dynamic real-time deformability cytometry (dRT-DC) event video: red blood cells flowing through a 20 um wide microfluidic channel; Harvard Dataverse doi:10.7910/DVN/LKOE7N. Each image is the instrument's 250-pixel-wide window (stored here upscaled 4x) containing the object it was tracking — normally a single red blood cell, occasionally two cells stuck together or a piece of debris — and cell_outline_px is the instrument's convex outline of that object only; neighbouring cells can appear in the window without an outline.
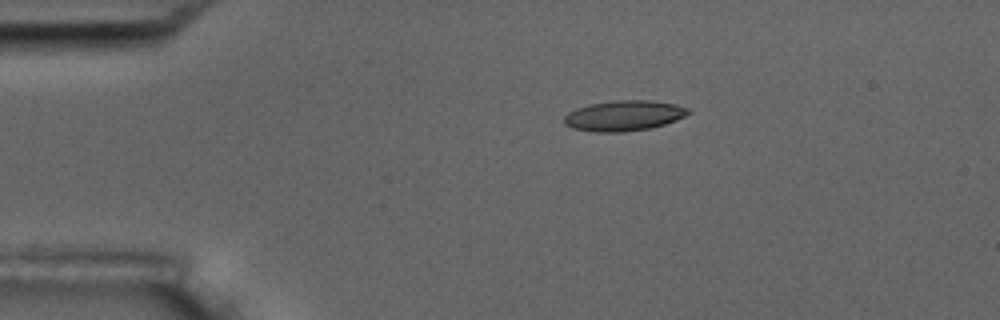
{"species": "common noctule bat (a hibernating species)", "species_latin": "Nyctalus noctula", "temperature_condition": "room temperature", "stored_images_in_passage": 14, "camera_frame_rate_fps": 3000, "um_per_image_px": 0.085, "animal": {"sex": "male", "body_mass_g": 17.5, "forearm_length_mm": 52.3}, "frame": {"image": 1, "passage_image": 1, "time_ms": 0.0, "image_size_px": [1000, 320], "cell_outline_px": [[692, 112], [676, 120], [664, 124], [648, 128], [624, 132], [596, 132], [572, 128], [564, 124], [564, 116], [568, 112], [576, 108], [592, 104], [616, 100], [648, 100], [676, 104], [688, 108]], "centroid_in_image_um": [53.02, 9.83], "position_along_channel_um": 32.0, "area_um2": 21.91}}
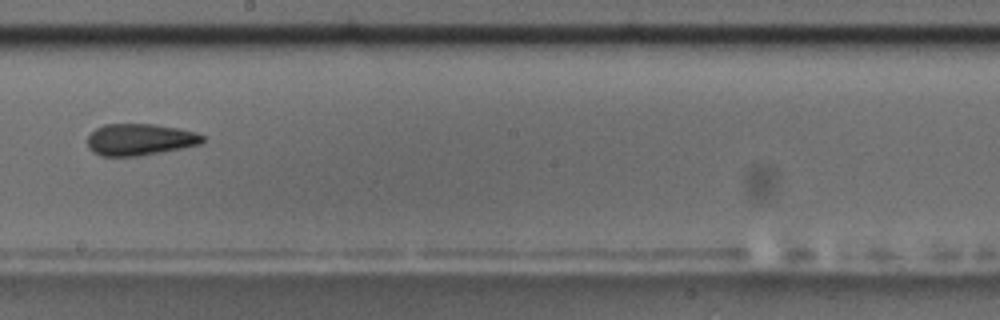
{"frame": {"image": 2, "passage_image": 7, "time_ms": 7.0, "image_size_px": [1000, 320], "cell_outline_px": [[204, 140], [200, 144], [160, 152], [136, 156], [100, 156], [92, 152], [88, 148], [88, 136], [96, 128], [104, 124], [156, 124], [180, 128], [196, 132], [204, 136]], "centroid_in_image_um": [11.87, 11.85], "position_along_channel_um": 236.3, "area_um2": 21.27}}
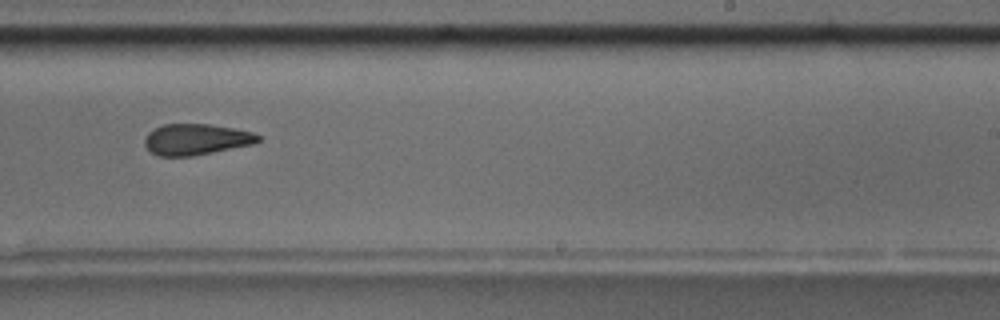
{"frame": {"image": 3, "passage_image": 8, "time_ms": 8.0, "image_size_px": [1000, 320], "cell_outline_px": [[260, 140], [256, 144], [192, 156], [160, 156], [152, 152], [144, 144], [144, 140], [148, 132], [164, 124], [208, 124], [236, 128], [252, 132], [260, 136]], "centroid_in_image_um": [16.71, 11.85], "position_along_channel_um": 272.3, "area_um2": 20.58}, "authors_computed_cell_mechanics": {"area_um2": 21.4727, "velocity_mm_per_s": 3.5997, "shape_relaxation_time_tau1_ms": 5.0379, "shape_relaxation_time_tau2_ms": 2.8892, "deformation_change_tau1": 0.1206, "deformation_change_tau2": 0.0982}}